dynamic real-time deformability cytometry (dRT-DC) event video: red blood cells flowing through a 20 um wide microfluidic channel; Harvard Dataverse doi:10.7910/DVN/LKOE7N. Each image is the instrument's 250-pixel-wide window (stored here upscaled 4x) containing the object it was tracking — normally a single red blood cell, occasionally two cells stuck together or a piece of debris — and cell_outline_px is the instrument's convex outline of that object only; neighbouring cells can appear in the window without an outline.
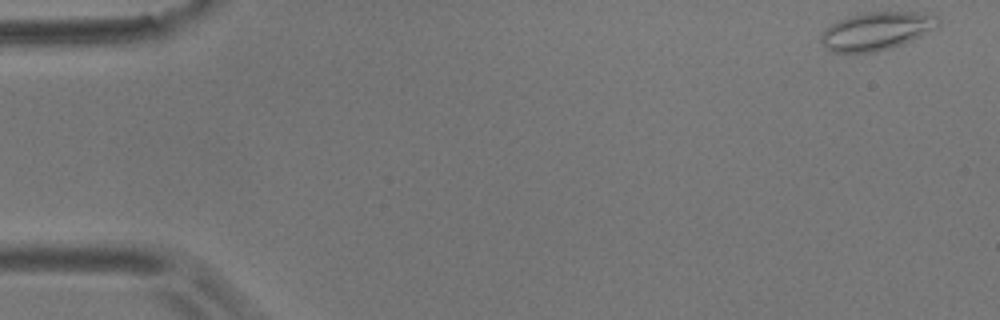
{"species": "common noctule bat (a hibernating species)", "species_latin": "Nyctalus noctula", "temperature_condition": "room temperature", "stored_images_in_passage": 55, "camera_frame_rate_fps": 3000, "um_per_image_px": 0.085, "animal": {"sex": "male", "body_mass_g": 17.9}, "frame": {"image": 1, "passage_image": 1, "time_ms": 0.0, "image_size_px": [1000, 320], "cell_outline_px": [[940, 24], [920, 36], [900, 44], [876, 52], [832, 52], [820, 40], [820, 36], [824, 28], [848, 16], [864, 12], [932, 12], [940, 20]], "centroid_in_image_um": [74.51, 2.61], "position_along_channel_um": 10.5, "area_um2": 25.78}}
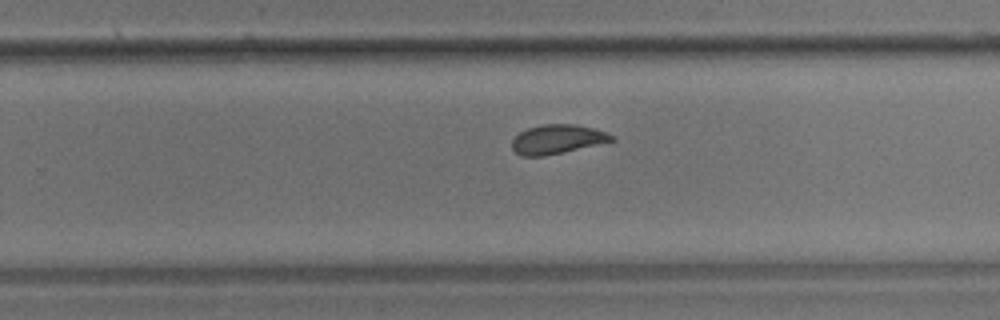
{"frame": {"image": 2, "passage_image": 35, "time_ms": 11.333, "image_size_px": [1000, 320], "cell_outline_px": [[616, 140], [564, 152], [544, 156], [520, 156], [512, 148], [512, 140], [520, 132], [528, 128], [540, 124], [576, 124], [592, 128], [604, 132], [612, 136]], "centroid_in_image_um": [47.33, 11.84], "position_along_channel_um": 282.5, "area_um2": 16.82}}
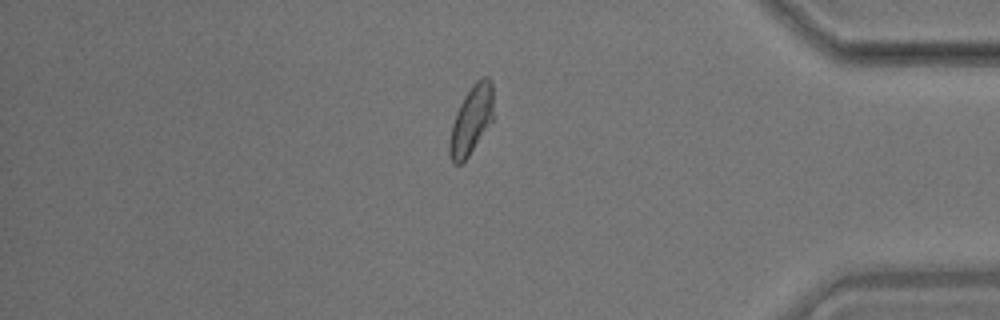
{"frame": {"image": 3, "passage_image": 47, "time_ms": 15.333, "image_size_px": [1000, 320], "cell_outline_px": [[492, 120], [468, 156], [460, 164], [456, 164], [452, 160], [448, 152], [448, 144], [452, 124], [456, 112], [464, 96], [472, 84], [476, 80], [484, 76], [488, 76], [492, 84]], "centroid_in_image_um": [40.04, 10.18], "position_along_channel_um": 395.2, "area_um2": 17.22}, "authors_computed_cell_mechanics": {"area_um2": 17.918, "velocity_mm_per_s": 3.5341, "shape_relaxation_time_tau1_ms": 5.2573, "shape_relaxation_time_tau2_ms": 1.0335, "deformation_change_tau1": 0.1272, "deformation_change_tau2": 0.065}}